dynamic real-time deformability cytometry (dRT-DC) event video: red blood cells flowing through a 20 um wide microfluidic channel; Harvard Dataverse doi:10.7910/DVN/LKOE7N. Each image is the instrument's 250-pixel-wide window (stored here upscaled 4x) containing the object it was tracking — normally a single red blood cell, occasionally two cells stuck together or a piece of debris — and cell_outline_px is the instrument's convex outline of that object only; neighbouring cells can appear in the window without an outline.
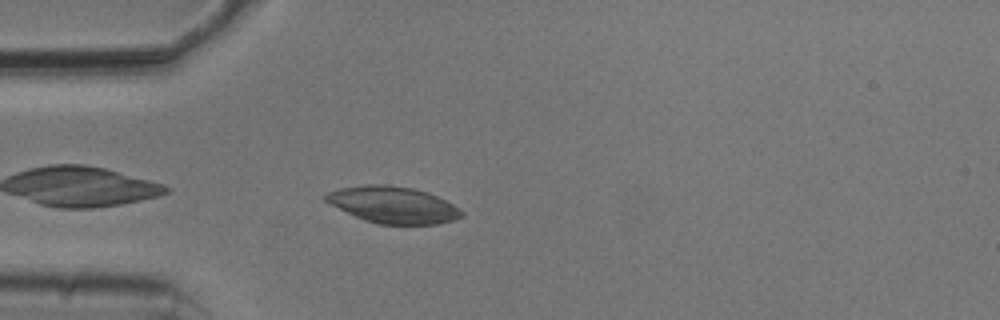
{"species": "common noctule bat (a hibernating species)", "species_latin": "Nyctalus noctula", "temperature_condition": "cold", "stored_images_in_passage": 41, "camera_frame_rate_fps": 3000, "um_per_image_px": 0.085, "animal": {"sex": "male", "body_mass_g": 20.5, "forearm_length_mm": 52.5}, "frame": {"image": 1, "passage_image": 3, "time_ms": 0.667, "image_size_px": [1000, 320], "cell_outline_px": [[464, 212], [460, 216], [452, 220], [436, 224], [376, 224], [364, 220], [324, 200], [324, 196], [328, 192], [340, 188], [364, 184], [388, 184], [412, 188], [428, 192], [460, 208]], "centroid_in_image_um": [33.41, 17.4], "position_along_channel_um": 51.6, "area_um2": 28.73}}
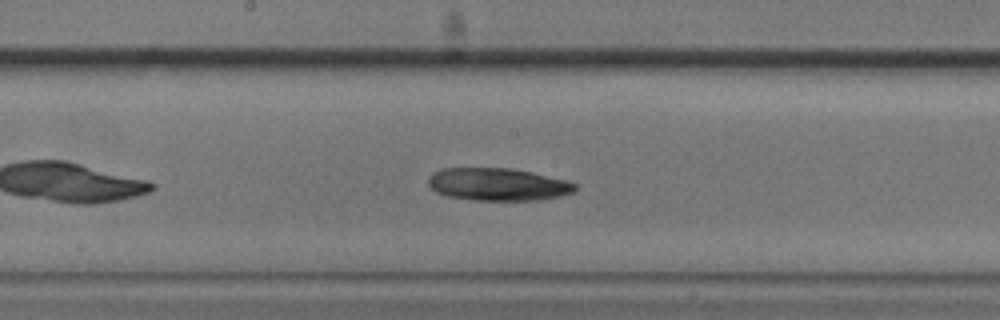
{"frame": {"image": 2, "passage_image": 16, "time_ms": 5.0, "image_size_px": [1000, 320], "cell_outline_px": [[576, 192], [560, 196], [540, 200], [476, 200], [448, 196], [436, 192], [428, 184], [428, 176], [432, 172], [440, 168], [512, 168], [532, 172], [564, 180], [576, 184]], "centroid_in_image_um": [42.3, 15.66], "position_along_channel_um": 205.9, "area_um2": 27.98}}
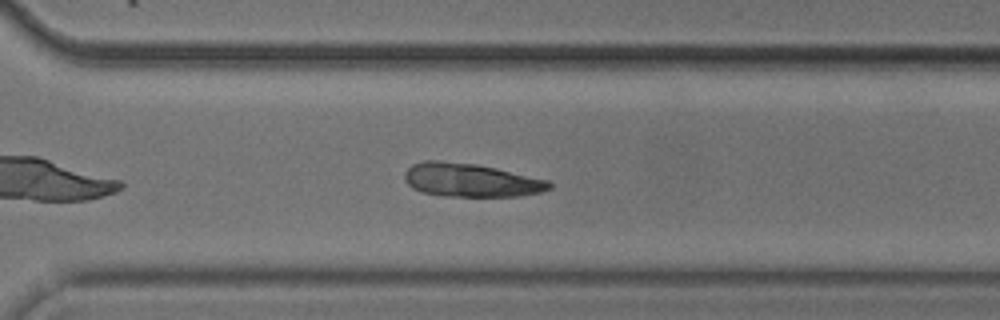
{"frame": {"image": 3, "passage_image": 26, "time_ms": 8.333, "image_size_px": [1000, 320], "cell_outline_px": [[552, 188], [540, 192], [520, 196], [444, 196], [424, 192], [412, 188], [404, 180], [404, 172], [412, 164], [424, 160], [440, 160], [476, 164], [496, 168], [548, 180], [552, 184]], "centroid_in_image_um": [39.99, 15.3], "position_along_channel_um": 330.6, "area_um2": 28.26}, "authors_computed_cell_mechanics": {"area_um2": 28.2642, "velocity_mm_per_s": 3.7604, "shape_relaxation_time_tau1_ms": 2.6631, "shape_relaxation_time_tau2_ms": null, "deformation_change_tau1": 0.0346, "deformation_change_tau2": null}}